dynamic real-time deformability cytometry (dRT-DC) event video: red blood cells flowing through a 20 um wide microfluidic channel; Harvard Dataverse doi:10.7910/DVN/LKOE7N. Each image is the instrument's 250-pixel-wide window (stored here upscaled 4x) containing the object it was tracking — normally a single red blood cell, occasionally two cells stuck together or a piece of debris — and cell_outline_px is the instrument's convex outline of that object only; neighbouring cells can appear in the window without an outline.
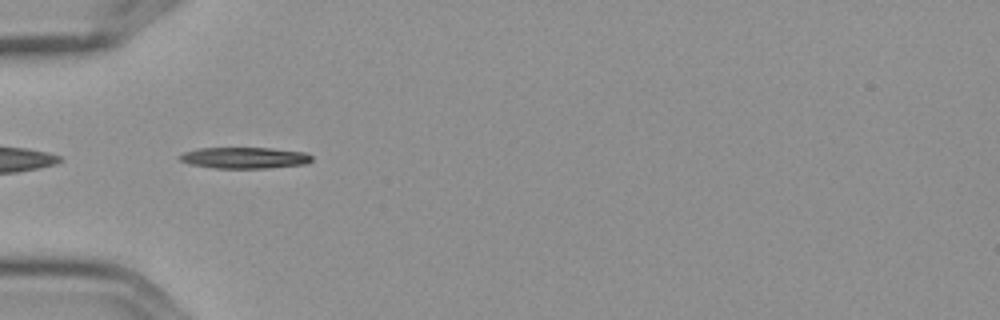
{"species": "Egyptian fruit bat (a non-hibernating species)", "species_latin": "Rousettus aegyptiacus", "temperature_condition": "cold", "stored_images_in_passage": 5, "camera_frame_rate_fps": 3000, "um_per_image_px": 0.085, "frame": {"image": 1, "passage_image": 4, "time_ms": 1.0, "image_size_px": [1000, 320], "cell_outline_px": [[312, 160], [308, 164], [268, 168], [212, 168], [188, 164], [180, 160], [176, 156], [184, 152], [196, 148], [272, 148], [304, 152], [312, 156]], "centroid_in_image_um": [20.75, 13.42], "position_along_channel_um": 64.2, "area_um2": 16.59}}
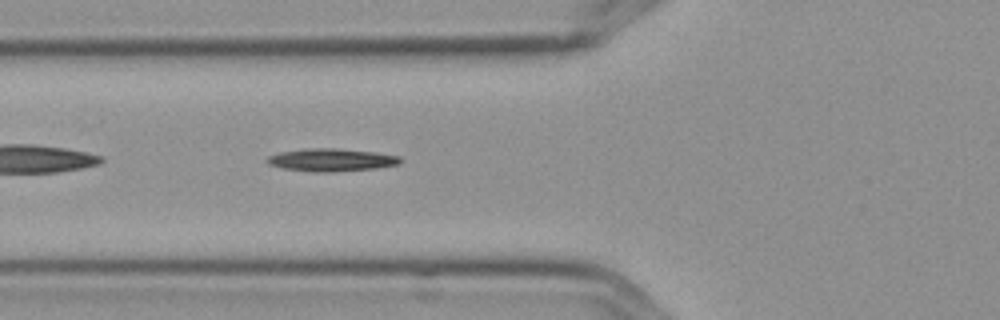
{"frame": {"image": 2, "passage_image": 5, "time_ms": 1.333, "image_size_px": [1000, 320], "cell_outline_px": [[400, 164], [376, 168], [332, 172], [316, 172], [284, 168], [268, 164], [268, 156], [280, 152], [308, 148], [336, 148], [376, 152], [400, 156]], "centroid_in_image_um": [28.19, 13.59], "position_along_channel_um": 97.6, "area_um2": 17.51}}